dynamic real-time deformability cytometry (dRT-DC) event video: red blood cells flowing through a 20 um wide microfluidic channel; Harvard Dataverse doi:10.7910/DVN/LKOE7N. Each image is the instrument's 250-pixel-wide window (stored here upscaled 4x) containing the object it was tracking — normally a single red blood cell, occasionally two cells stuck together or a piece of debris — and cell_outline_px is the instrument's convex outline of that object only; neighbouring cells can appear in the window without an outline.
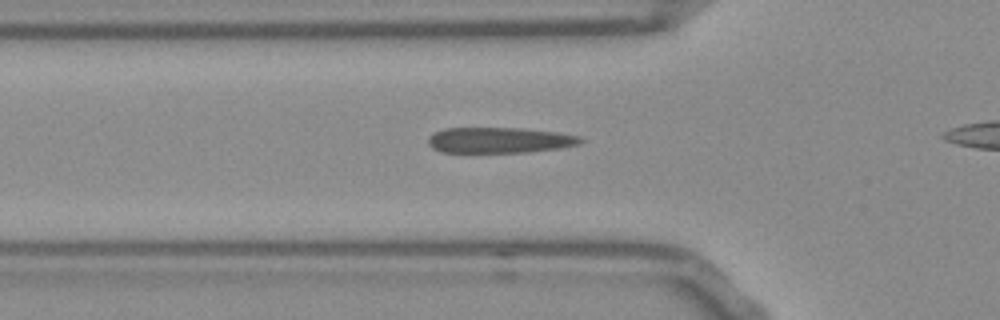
{"species": "Egyptian fruit bat (a non-hibernating species)", "species_latin": "Rousettus aegyptiacus", "temperature_condition": "room temperature", "stored_images_in_passage": 38, "camera_frame_rate_fps": 3000, "um_per_image_px": 0.085, "frame": {"image": 1, "passage_image": 12, "time_ms": 3.667, "image_size_px": [1000, 320], "cell_outline_px": [[584, 140], [580, 144], [560, 148], [528, 152], [440, 152], [432, 148], [428, 144], [428, 136], [444, 128], [520, 128], [560, 132], [580, 136]], "centroid_in_image_um": [42.47, 11.91], "position_along_channel_um": 83.3, "area_um2": 22.95}}
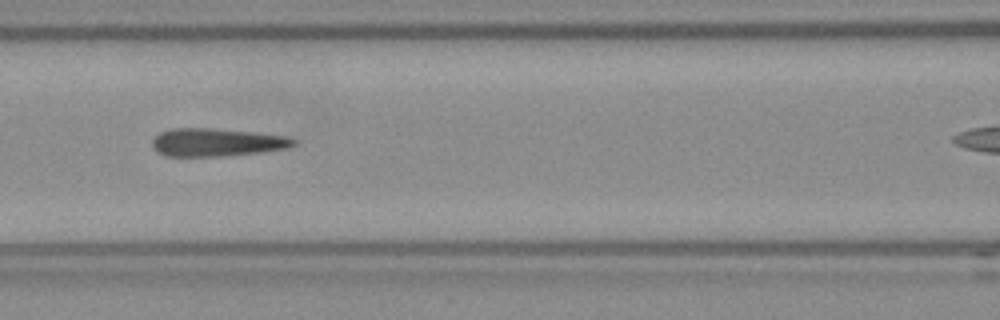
{"frame": {"image": 2, "passage_image": 17, "time_ms": 5.333, "image_size_px": [1000, 320], "cell_outline_px": [[296, 144], [288, 148], [224, 156], [164, 156], [152, 148], [152, 140], [160, 132], [172, 128], [208, 128], [252, 132], [288, 136], [296, 140]], "centroid_in_image_um": [18.39, 12.1], "position_along_channel_um": 148.2, "area_um2": 22.95}}